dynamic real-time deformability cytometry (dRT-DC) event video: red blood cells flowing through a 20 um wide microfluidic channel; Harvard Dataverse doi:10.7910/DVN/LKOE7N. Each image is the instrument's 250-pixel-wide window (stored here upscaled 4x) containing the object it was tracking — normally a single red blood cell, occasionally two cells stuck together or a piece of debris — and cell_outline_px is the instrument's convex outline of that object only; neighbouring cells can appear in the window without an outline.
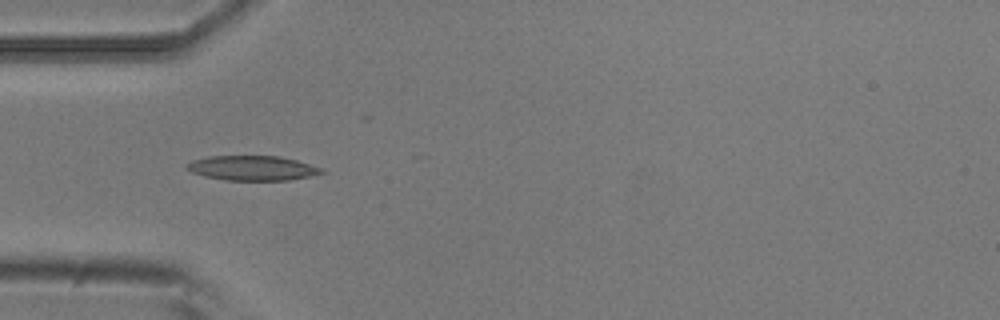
{"species": "common noctule bat (a hibernating species)", "species_latin": "Nyctalus noctula", "temperature_condition": "room temperature", "stored_images_in_passage": 6, "camera_frame_rate_fps": 3000, "um_per_image_px": 0.085, "animal": {"sex": "male", "body_mass_g": 20.5, "forearm_length_mm": 52.5}, "frame": {"image": 1, "passage_image": 5, "time_ms": 1.333, "image_size_px": [1000, 320], "cell_outline_px": [[324, 172], [308, 176], [288, 180], [224, 180], [204, 176], [192, 172], [184, 168], [184, 164], [192, 160], [208, 156], [280, 156], [296, 160], [320, 168]], "centroid_in_image_um": [21.35, 14.28], "position_along_channel_um": 63.7, "area_um2": 19.31}}
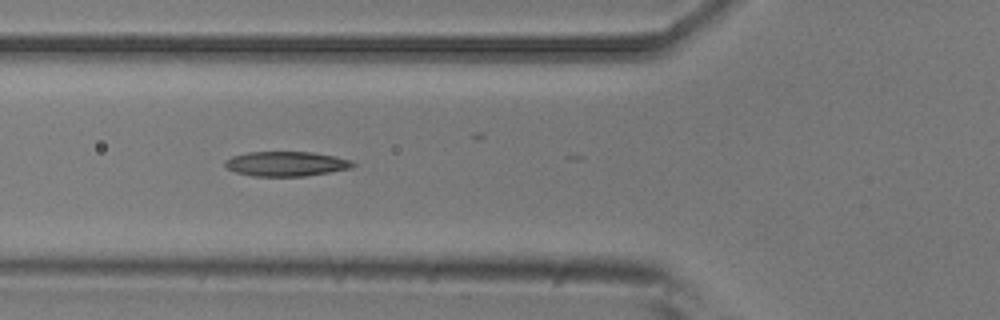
{"frame": {"image": 2, "passage_image": 6, "time_ms": 1.667, "image_size_px": [1000, 320], "cell_outline_px": [[356, 164], [352, 168], [304, 176], [252, 176], [236, 172], [228, 168], [224, 164], [224, 160], [232, 156], [248, 152], [312, 152], [352, 160]], "centroid_in_image_um": [24.31, 13.92], "position_along_channel_um": 101.5, "area_um2": 18.32}}